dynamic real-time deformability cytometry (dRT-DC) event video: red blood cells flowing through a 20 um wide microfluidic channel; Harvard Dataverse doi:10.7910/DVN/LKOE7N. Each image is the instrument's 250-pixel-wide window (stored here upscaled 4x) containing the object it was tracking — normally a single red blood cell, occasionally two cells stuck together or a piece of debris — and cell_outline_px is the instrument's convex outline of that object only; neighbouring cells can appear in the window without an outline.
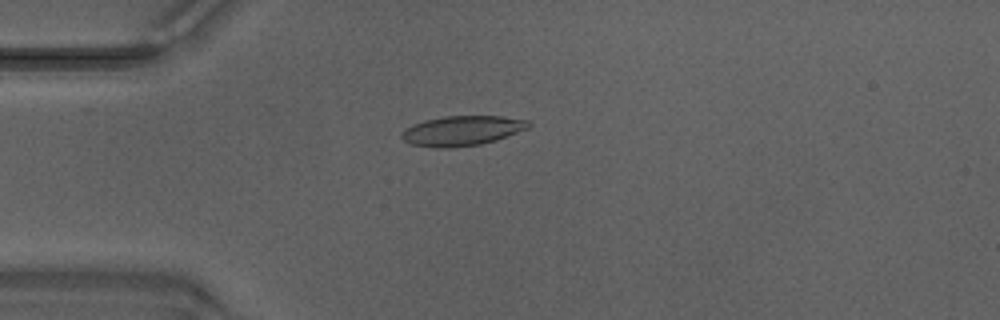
{"species": "Egyptian fruit bat (a non-hibernating species)", "species_latin": "Rousettus aegyptiacus", "temperature_condition": "warm", "stored_images_in_passage": 49, "camera_frame_rate_fps": 3000, "um_per_image_px": 0.085, "animal": {"sex": "male"}, "frame": {"image": 1, "passage_image": 13, "time_ms": 4.0, "image_size_px": [1000, 320], "cell_outline_px": [[532, 124], [528, 128], [496, 140], [480, 144], [452, 148], [436, 148], [408, 144], [400, 136], [400, 132], [424, 120], [444, 116], [500, 116], [528, 120]], "centroid_in_image_um": [39.26, 11.12], "position_along_channel_um": 45.7, "area_um2": 22.08}}
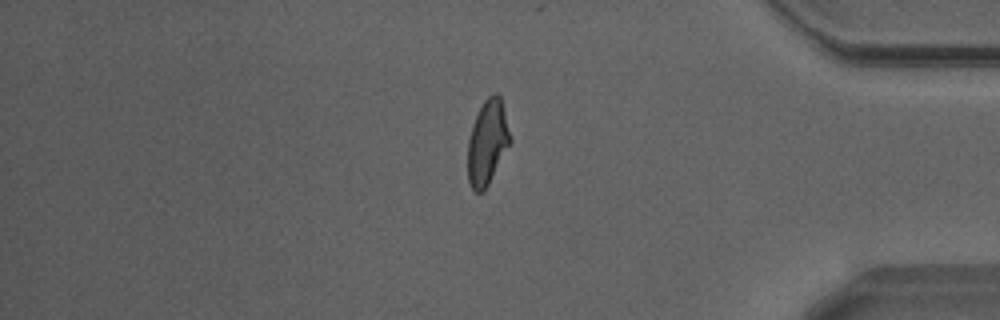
{"frame": {"image": 2, "passage_image": 41, "time_ms": 13.333, "image_size_px": [1000, 320], "cell_outline_px": [[512, 140], [484, 192], [476, 192], [472, 188], [468, 180], [468, 140], [472, 124], [484, 100], [492, 92], [496, 92], [500, 96], [504, 108]], "centroid_in_image_um": [41.44, 12.08], "position_along_channel_um": 393.8, "area_um2": 20.92}}
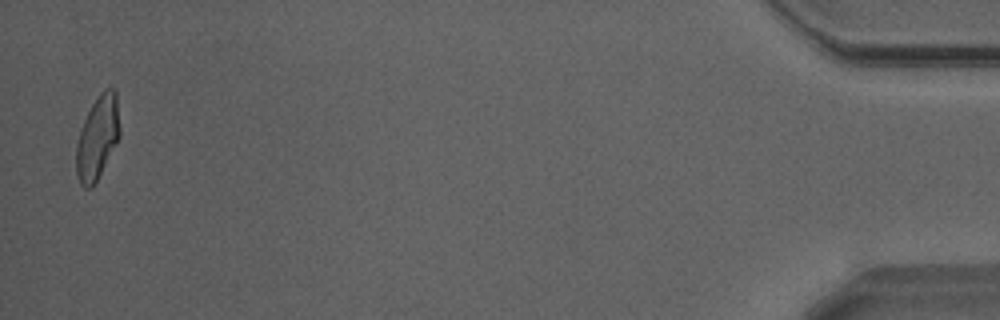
{"frame": {"image": 3, "passage_image": 48, "time_ms": 15.667, "image_size_px": [1000, 320], "cell_outline_px": [[120, 136], [92, 188], [84, 188], [80, 184], [76, 172], [76, 144], [80, 128], [92, 104], [100, 92], [104, 88], [112, 88], [116, 92], [120, 128]], "centroid_in_image_um": [8.28, 11.68], "position_along_channel_um": 426.9, "area_um2": 21.04}, "authors_computed_cell_mechanics": {"area_um2": 21.097, "velocity_mm_per_s": 4.2296, "shape_relaxation_time_tau1_ms": 4.0326, "shape_relaxation_time_tau2_ms": 1.2004, "deformation_change_tau1": 0.1711, "deformation_change_tau2": 0.0638}}